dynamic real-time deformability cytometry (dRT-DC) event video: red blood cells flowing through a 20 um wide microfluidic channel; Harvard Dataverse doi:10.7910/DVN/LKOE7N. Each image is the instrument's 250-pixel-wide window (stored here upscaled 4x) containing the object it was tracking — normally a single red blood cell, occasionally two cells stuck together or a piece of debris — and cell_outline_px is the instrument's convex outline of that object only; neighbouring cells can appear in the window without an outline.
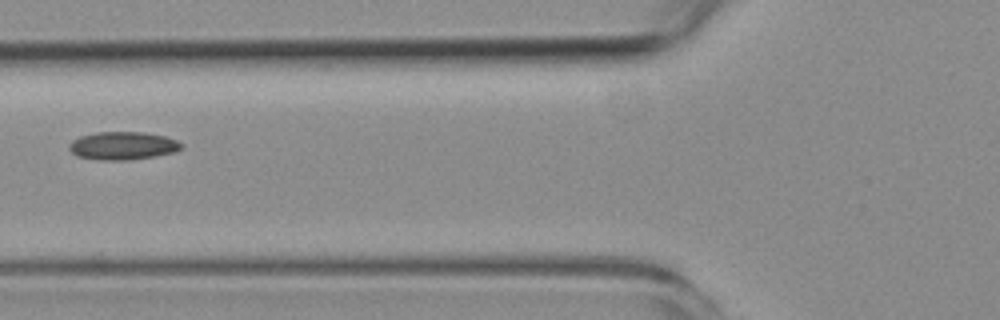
{"species": "common noctule bat (a hibernating species)", "species_latin": "Nyctalus noctula", "temperature_condition": "room temperature", "stored_images_in_passage": 5, "camera_frame_rate_fps": 3000, "um_per_image_px": 0.085, "animal": {"sex": "female", "body_mass_g": 19.3, "forearm_length_mm": 54.1}, "frame": {"image": 1, "passage_image": 5, "time_ms": 6.0, "image_size_px": [1000, 320], "cell_outline_px": [[184, 148], [176, 152], [156, 156], [132, 160], [96, 160], [76, 156], [68, 148], [68, 144], [72, 140], [80, 136], [96, 132], [140, 132], [164, 136], [176, 140], [184, 144]], "centroid_in_image_um": [10.44, 12.4], "position_along_channel_um": 115.4, "area_um2": 18.61}}